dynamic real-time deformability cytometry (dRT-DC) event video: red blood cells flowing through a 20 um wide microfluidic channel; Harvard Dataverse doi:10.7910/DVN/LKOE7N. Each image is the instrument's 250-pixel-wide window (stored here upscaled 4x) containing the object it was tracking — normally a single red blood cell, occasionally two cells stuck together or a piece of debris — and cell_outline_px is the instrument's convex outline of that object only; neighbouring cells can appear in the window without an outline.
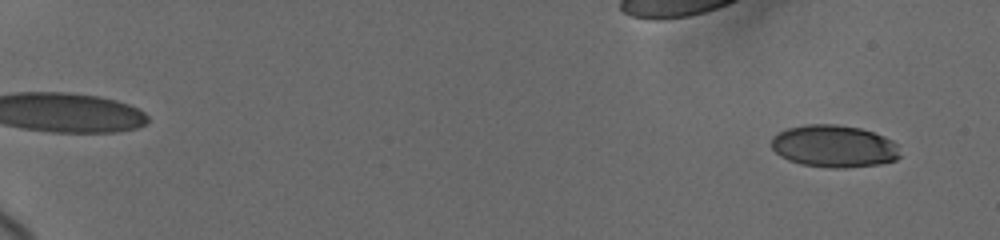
{"species": "human", "species_latin": "Homo sapiens", "temperature_condition": "cold", "stored_images_in_passage": 33, "camera_frame_rate_fps": 3000, "um_per_image_px": 0.085, "donor": {"sex": "female"}, "frame": {"image": 1, "passage_image": 6, "time_ms": 1.0, "image_size_px": [1000, 240], "cell_outline_px": [[900, 156], [896, 160], [880, 164], [844, 168], [832, 168], [800, 164], [788, 160], [780, 156], [772, 148], [772, 136], [788, 128], [804, 124], [836, 124], [860, 128], [884, 136], [892, 140], [896, 144]], "centroid_in_image_um": [70.88, 12.43], "position_along_channel_um": 14.1, "area_um2": 31.73}}
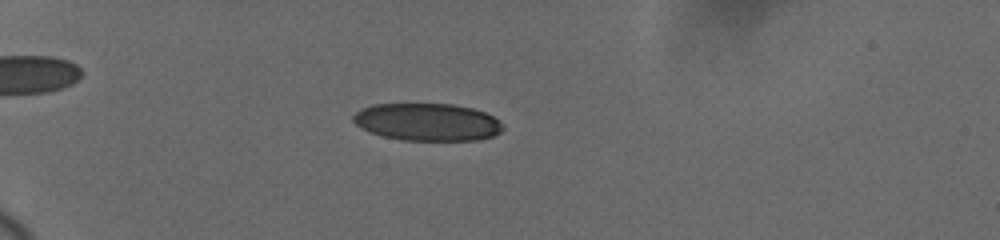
{"frame": {"image": 2, "passage_image": 28, "time_ms": 6.0, "image_size_px": [1000, 240], "cell_outline_px": [[504, 128], [500, 132], [492, 136], [480, 140], [400, 140], [384, 136], [372, 132], [356, 124], [352, 120], [352, 116], [360, 108], [372, 104], [452, 104], [472, 108], [484, 112], [500, 120]], "centroid_in_image_um": [36.34, 10.37], "position_along_channel_um": 48.7, "area_um2": 32.66}}